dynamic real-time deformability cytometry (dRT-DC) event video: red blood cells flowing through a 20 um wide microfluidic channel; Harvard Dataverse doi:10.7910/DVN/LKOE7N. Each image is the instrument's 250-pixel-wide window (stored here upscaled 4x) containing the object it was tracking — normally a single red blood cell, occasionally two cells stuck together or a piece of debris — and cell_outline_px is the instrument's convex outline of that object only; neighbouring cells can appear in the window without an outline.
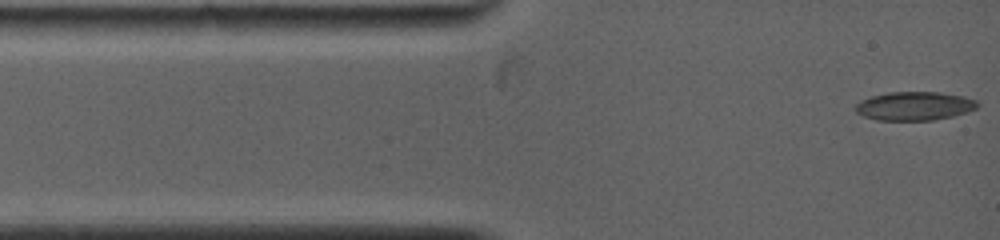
{"species": "common noctule bat (a hibernating species)", "species_latin": "Nyctalus noctula", "temperature_condition": "warm", "stored_images_in_passage": 47, "camera_frame_rate_fps": 5000, "um_per_image_px": 0.085, "animal": {"sex": "female", "body_mass_g": 19.0, "forearm_length_mm": 53.3}, "frame": {"image": 1, "passage_image": 1, "time_ms": 0.0, "image_size_px": [1000, 240], "cell_outline_px": [[980, 104], [976, 108], [968, 112], [952, 116], [932, 120], [876, 120], [864, 116], [856, 112], [852, 108], [860, 100], [872, 96], [888, 92], [940, 92], [964, 96], [976, 100]], "centroid_in_image_um": [77.72, 9.01], "position_along_channel_um": 7.3, "area_um2": 20.52}}
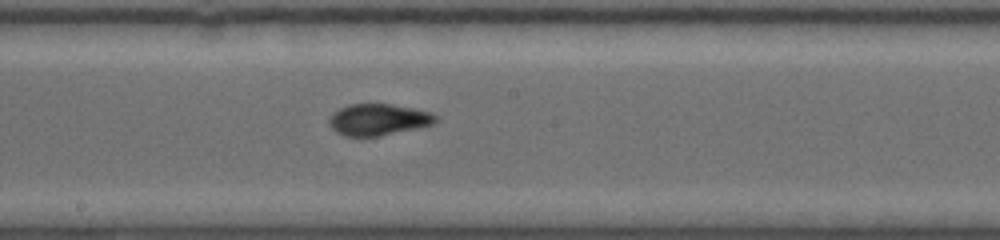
{"frame": {"image": 2, "passage_image": 20, "time_ms": 6.4, "image_size_px": [1000, 240], "cell_outline_px": [[440, 120], [432, 124], [416, 128], [380, 136], [344, 136], [336, 132], [332, 128], [328, 120], [340, 108], [348, 104], [392, 104], [432, 112]], "centroid_in_image_um": [32.18, 10.16], "position_along_channel_um": 216.0, "area_um2": 19.42}}
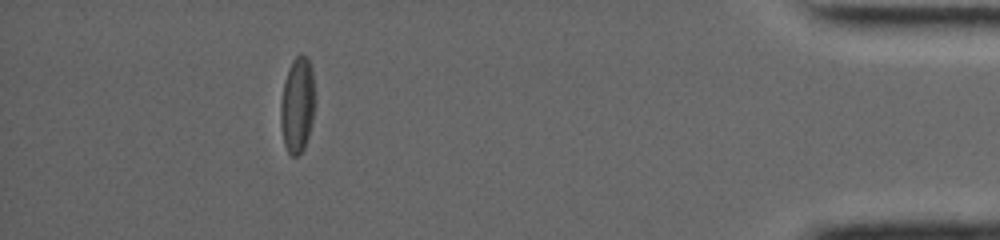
{"frame": {"image": 3, "passage_image": 39, "time_ms": 13.0, "image_size_px": [1000, 240], "cell_outline_px": [[316, 96], [312, 120], [308, 136], [304, 148], [296, 156], [292, 156], [288, 152], [284, 144], [280, 124], [280, 104], [284, 80], [288, 68], [292, 60], [300, 52], [308, 56], [312, 68]], "centroid_in_image_um": [25.28, 8.85], "position_along_channel_um": 409.9, "area_um2": 19.65}, "authors_computed_cell_mechanics": {"area_um2": 19.7676, "velocity_mm_per_s": 3.968, "shape_relaxation_time_tau1_ms": 3.7088, "shape_relaxation_time_tau2_ms": 2.3937, "deformation_change_tau1": 0.1588, "deformation_change_tau2": 0.0868}}